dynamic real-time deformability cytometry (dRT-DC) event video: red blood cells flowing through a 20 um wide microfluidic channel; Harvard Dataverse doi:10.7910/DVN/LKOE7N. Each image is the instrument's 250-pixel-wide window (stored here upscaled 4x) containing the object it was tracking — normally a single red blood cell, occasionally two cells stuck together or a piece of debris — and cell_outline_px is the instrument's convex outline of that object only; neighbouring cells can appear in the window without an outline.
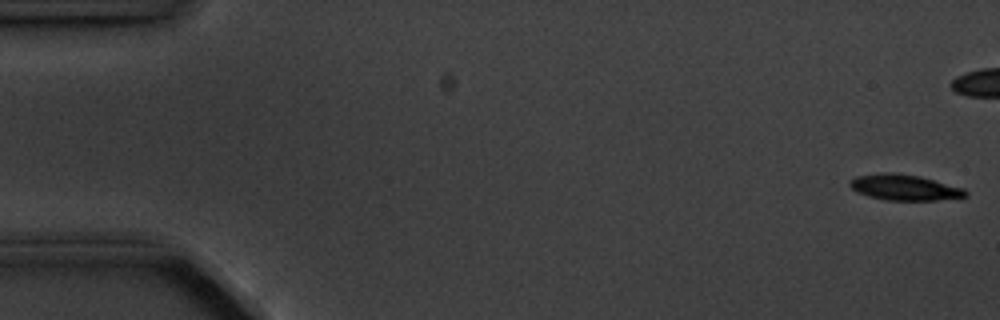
{"species": "common noctule bat (a hibernating species)", "species_latin": "Nyctalus noctula", "temperature_condition": "cold", "stored_images_in_passage": 6, "camera_frame_rate_fps": 3000, "um_per_image_px": 0.085, "animal": {"sex": "male", "body_mass_g": 20.1, "forearm_length_mm": 53.5}, "frame": {"image": 1, "passage_image": 1, "time_ms": 0.0, "image_size_px": [1000, 320], "cell_outline_px": [[968, 196], [936, 200], [884, 200], [868, 196], [856, 192], [848, 184], [848, 180], [856, 176], [884, 172], [892, 172], [920, 176], [964, 188], [968, 192]], "centroid_in_image_um": [76.85, 15.92], "position_along_channel_um": 8.1, "area_um2": 17.51}}